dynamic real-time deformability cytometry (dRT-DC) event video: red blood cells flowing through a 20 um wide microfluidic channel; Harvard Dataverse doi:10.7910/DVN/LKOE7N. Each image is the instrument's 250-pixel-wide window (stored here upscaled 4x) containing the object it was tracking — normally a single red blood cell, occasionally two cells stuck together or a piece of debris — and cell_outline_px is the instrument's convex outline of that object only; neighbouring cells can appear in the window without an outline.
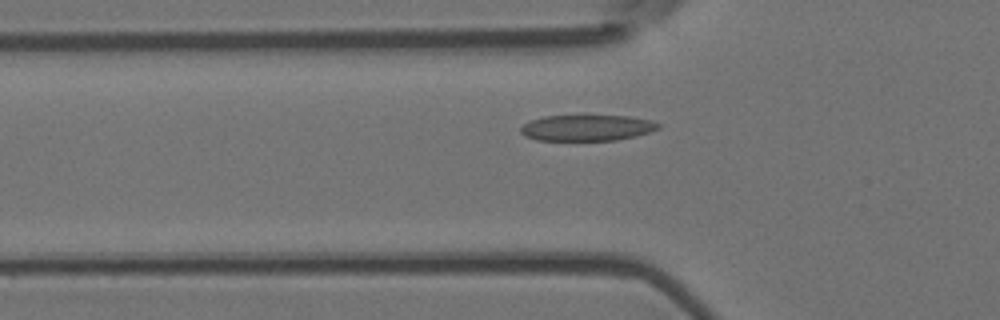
{"species": "Egyptian fruit bat (a non-hibernating species)", "species_latin": "Rousettus aegyptiacus", "temperature_condition": "room temperature", "stored_images_in_passage": 4, "camera_frame_rate_fps": 3000, "um_per_image_px": 0.085, "animal": {"sex": "female"}, "frame": {"image": 1, "passage_image": 3, "time_ms": 0.667, "image_size_px": [1000, 320], "cell_outline_px": [[660, 128], [636, 136], [616, 140], [536, 140], [524, 136], [520, 132], [520, 128], [524, 124], [532, 120], [544, 116], [628, 116], [652, 120], [660, 124]], "centroid_in_image_um": [49.89, 10.87], "position_along_channel_um": 75.9, "area_um2": 20.75}}
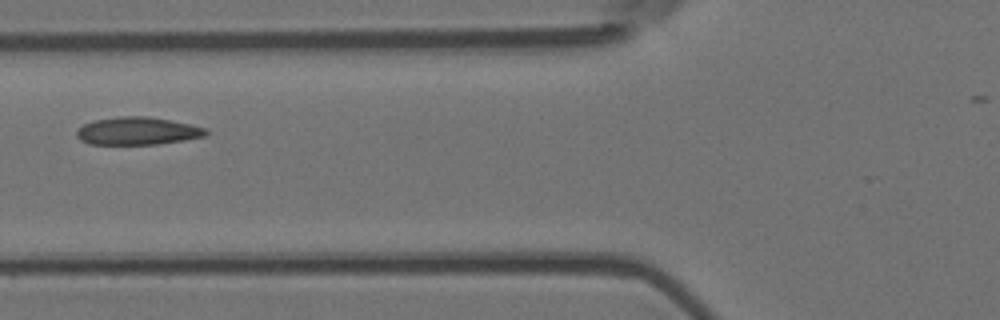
{"frame": {"image": 2, "passage_image": 4, "time_ms": 1.0, "image_size_px": [1000, 320], "cell_outline_px": [[208, 132], [204, 136], [184, 140], [156, 144], [88, 144], [80, 140], [76, 136], [76, 128], [84, 124], [96, 120], [120, 116], [148, 116], [208, 128]], "centroid_in_image_um": [11.65, 11.13], "position_along_channel_um": 114.2, "area_um2": 20.81}}